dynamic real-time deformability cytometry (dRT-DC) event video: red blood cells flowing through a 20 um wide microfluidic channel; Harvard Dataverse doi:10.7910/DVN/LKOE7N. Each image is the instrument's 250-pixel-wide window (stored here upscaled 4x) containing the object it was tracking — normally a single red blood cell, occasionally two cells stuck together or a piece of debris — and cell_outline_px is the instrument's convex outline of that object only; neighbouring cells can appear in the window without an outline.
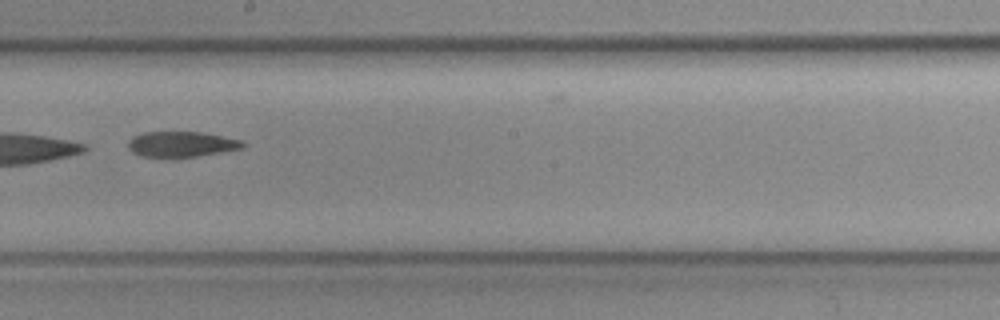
{"species": "common noctule bat (a hibernating species)", "species_latin": "Nyctalus noctula", "temperature_condition": "cold", "stored_images_in_passage": 10, "camera_frame_rate_fps": 3000, "um_per_image_px": 0.085, "animal": {"sex": "female", "body_mass_g": 19.3, "forearm_length_mm": 54.1}, "frame": {"image": 1, "passage_image": 8, "time_ms": 2.333, "image_size_px": [1000, 320], "cell_outline_px": [[244, 148], [172, 160], [164, 160], [140, 156], [132, 152], [128, 148], [128, 140], [132, 136], [144, 132], [200, 132], [240, 140], [244, 144]], "centroid_in_image_um": [15.31, 12.3], "position_along_channel_um": 232.9, "area_um2": 17.57}}